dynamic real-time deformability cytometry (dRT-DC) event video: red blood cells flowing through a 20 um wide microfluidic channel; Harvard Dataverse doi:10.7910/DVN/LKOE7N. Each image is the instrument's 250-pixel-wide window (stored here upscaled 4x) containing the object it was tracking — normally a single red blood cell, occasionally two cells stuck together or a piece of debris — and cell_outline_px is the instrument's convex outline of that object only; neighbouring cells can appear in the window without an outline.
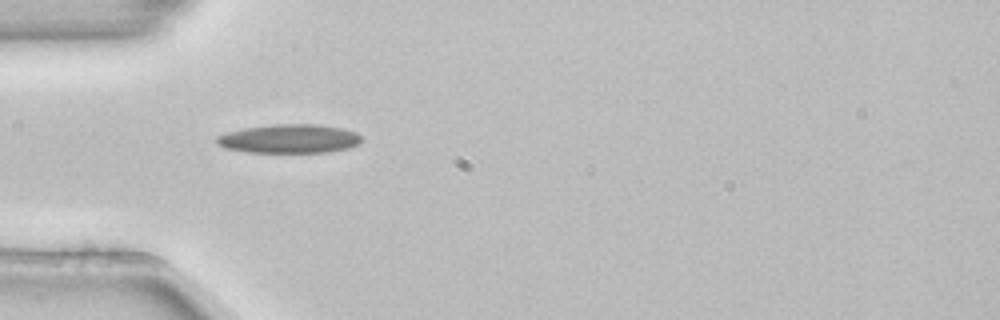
{"species": "common noctule bat (a hibernating species)", "species_latin": "Nyctalus noctula", "temperature_condition": "room temperature", "stored_images_in_passage": 5, "camera_frame_rate_fps": 3000, "um_per_image_px": 0.085, "animal": {"sex": "female", "body_mass_g": 22.7, "forearm_length_mm": 54.2}, "frame": {"image": 1, "passage_image": 4, "time_ms": 1.0, "image_size_px": [1000, 320], "cell_outline_px": [[364, 140], [360, 144], [348, 148], [328, 152], [248, 152], [224, 148], [216, 144], [216, 136], [228, 132], [244, 128], [276, 124], [320, 124], [344, 128], [356, 132]], "centroid_in_image_um": [24.62, 11.79], "position_along_channel_um": 60.4, "area_um2": 24.57}}